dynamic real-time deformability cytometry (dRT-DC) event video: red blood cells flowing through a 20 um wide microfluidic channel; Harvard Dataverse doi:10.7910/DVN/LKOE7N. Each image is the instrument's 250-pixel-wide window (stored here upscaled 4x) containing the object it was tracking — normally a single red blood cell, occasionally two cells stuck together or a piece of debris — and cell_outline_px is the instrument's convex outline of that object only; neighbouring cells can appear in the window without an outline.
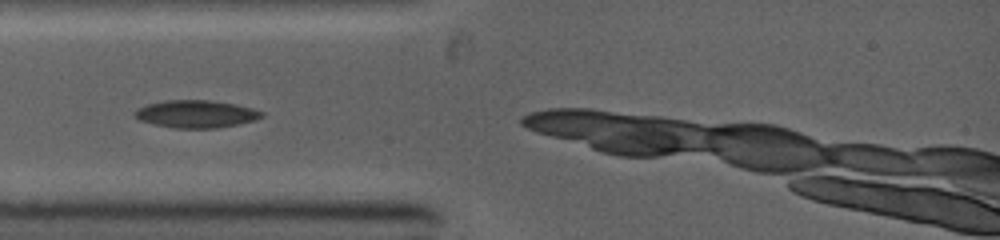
{"species": "common noctule bat (a hibernating species)", "species_latin": "Nyctalus noctula", "temperature_condition": "warm", "stored_images_in_passage": 2, "camera_frame_rate_fps": 5000, "um_per_image_px": 0.085, "animal": {"sex": "female", "body_mass_g": 19.0, "forearm_length_mm": 53.3}, "frame": {"image": 1, "passage_image": 1, "time_ms": 0.0, "image_size_px": [1000, 240], "cell_outline_px": [[264, 116], [256, 120], [240, 124], [216, 128], [172, 128], [140, 120], [132, 112], [136, 108], [148, 104], [168, 100], [208, 100], [232, 104], [252, 108], [264, 112]], "centroid_in_image_um": [16.68, 9.69], "position_along_channel_um": 68.3, "area_um2": 20.29}}